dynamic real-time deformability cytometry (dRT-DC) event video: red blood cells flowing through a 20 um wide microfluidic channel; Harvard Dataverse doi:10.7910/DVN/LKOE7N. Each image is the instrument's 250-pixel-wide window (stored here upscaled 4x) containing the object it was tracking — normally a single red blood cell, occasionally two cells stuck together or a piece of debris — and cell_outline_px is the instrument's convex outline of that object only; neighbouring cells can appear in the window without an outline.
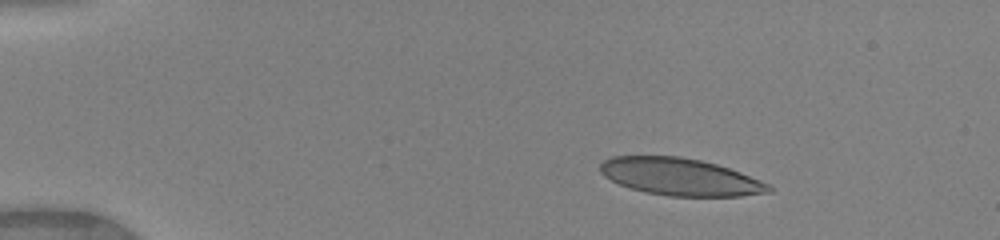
{"species": "human", "species_latin": "Homo sapiens", "temperature_condition": "warm", "stored_images_in_passage": 38, "camera_frame_rate_fps": 3000, "um_per_image_px": 0.085, "donor": {"sex": "female"}, "frame": {"image": 1, "passage_image": 1, "time_ms": 0.0, "image_size_px": [1000, 240], "cell_outline_px": [[772, 192], [740, 196], [668, 196], [648, 192], [632, 188], [620, 184], [604, 176], [600, 172], [600, 164], [604, 160], [612, 156], [680, 156], [700, 160], [716, 164], [740, 172], [768, 184], [772, 188]], "centroid_in_image_um": [57.81, 15.03], "position_along_channel_um": 27.2, "area_um2": 36.24}}
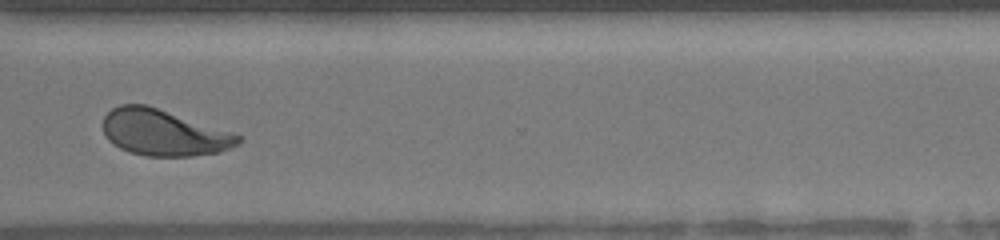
{"frame": {"image": 2, "passage_image": 31, "time_ms": 10.0, "image_size_px": [1000, 240], "cell_outline_px": [[244, 140], [240, 144], [220, 152], [192, 156], [148, 156], [128, 152], [112, 144], [108, 140], [104, 132], [104, 116], [112, 108], [120, 104], [148, 104], [240, 136]], "centroid_in_image_um": [13.88, 11.28], "position_along_channel_um": 356.7, "area_um2": 36.24}}
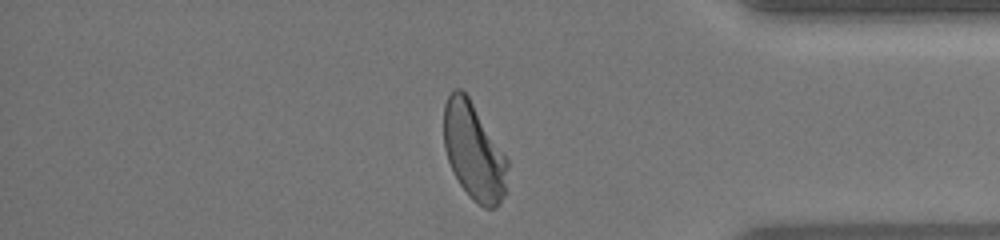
{"frame": {"image": 3, "passage_image": 35, "time_ms": 11.333, "image_size_px": [1000, 240], "cell_outline_px": [[508, 192], [500, 204], [496, 208], [484, 208], [472, 200], [468, 196], [460, 184], [448, 160], [444, 148], [444, 104], [448, 96], [456, 88], [460, 88], [468, 96], [508, 160]], "centroid_in_image_um": [40.3, 12.94], "position_along_channel_um": 394.9, "area_um2": 36.13}, "authors_computed_cell_mechanics": {"area_um2": 36.8475, "velocity_mm_per_s": 4.1247, "shape_relaxation_time_tau1_ms": 6.1631, "shape_relaxation_time_tau2_ms": 0.7884, "deformation_change_tau1": 0.2271, "deformation_change_tau2": 0.0688}}